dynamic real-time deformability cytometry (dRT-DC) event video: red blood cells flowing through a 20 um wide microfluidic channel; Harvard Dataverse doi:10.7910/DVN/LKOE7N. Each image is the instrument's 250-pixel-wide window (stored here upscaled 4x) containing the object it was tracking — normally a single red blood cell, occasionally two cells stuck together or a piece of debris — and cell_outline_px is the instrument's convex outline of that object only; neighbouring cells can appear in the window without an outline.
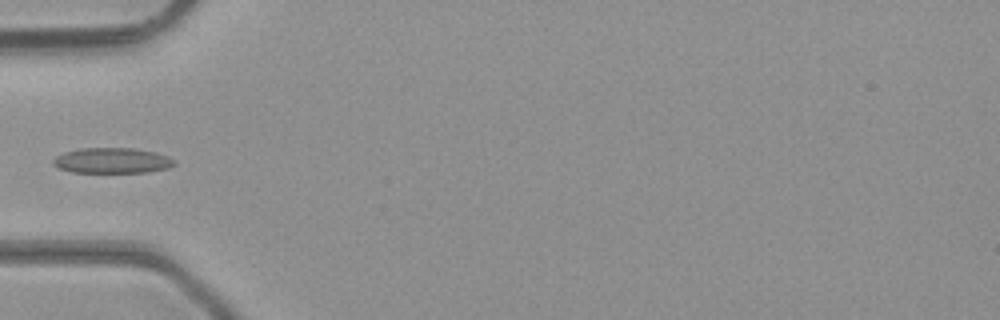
{"species": "common noctule bat (a hibernating species)", "species_latin": "Nyctalus noctula", "temperature_condition": "room temperature", "stored_images_in_passage": 29, "camera_frame_rate_fps": 3000, "um_per_image_px": 0.085, "animal": {"sex": "male", "body_mass_g": 23.1, "forearm_length_mm": 52.7}, "frame": {"image": 1, "passage_image": 1, "time_ms": 0.0, "image_size_px": [1000, 320], "cell_outline_px": [[176, 164], [168, 168], [148, 172], [72, 172], [60, 168], [52, 164], [52, 160], [56, 156], [64, 152], [80, 148], [132, 148], [156, 152], [168, 156], [176, 160]], "centroid_in_image_um": [9.55, 13.64], "position_along_channel_um": 75.4, "area_um2": 18.03}}
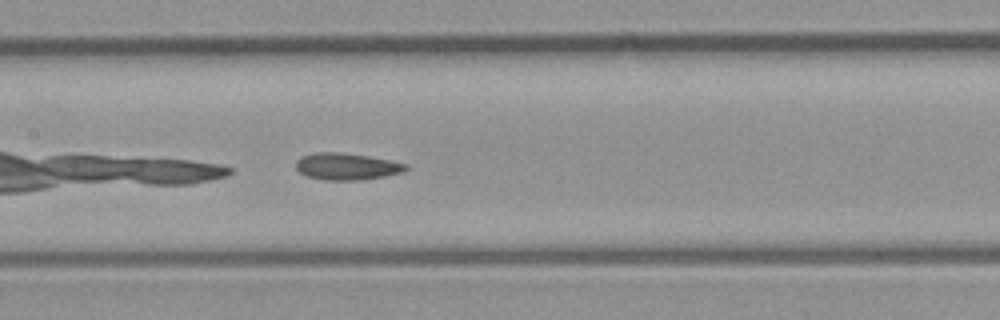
{"frame": {"image": 2, "passage_image": 8, "time_ms": 2.333, "image_size_px": [1000, 320], "cell_outline_px": [[408, 168], [404, 172], [384, 176], [360, 180], [324, 180], [304, 176], [296, 168], [296, 160], [300, 156], [312, 152], [340, 152], [368, 156], [408, 164]], "centroid_in_image_um": [29.43, 14.14], "position_along_channel_um": 178.0, "area_um2": 17.34}}
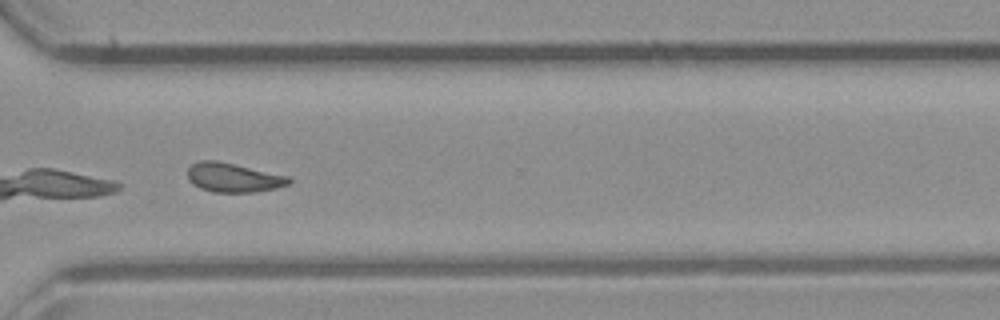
{"frame": {"image": 3, "passage_image": 20, "time_ms": 6.333, "image_size_px": [1000, 320], "cell_outline_px": [[292, 180], [288, 184], [276, 188], [256, 192], [212, 192], [200, 188], [192, 184], [188, 180], [188, 168], [192, 164], [200, 160], [216, 160], [288, 176]], "centroid_in_image_um": [19.8, 15.1], "position_along_channel_um": 350.8, "area_um2": 17.17}}